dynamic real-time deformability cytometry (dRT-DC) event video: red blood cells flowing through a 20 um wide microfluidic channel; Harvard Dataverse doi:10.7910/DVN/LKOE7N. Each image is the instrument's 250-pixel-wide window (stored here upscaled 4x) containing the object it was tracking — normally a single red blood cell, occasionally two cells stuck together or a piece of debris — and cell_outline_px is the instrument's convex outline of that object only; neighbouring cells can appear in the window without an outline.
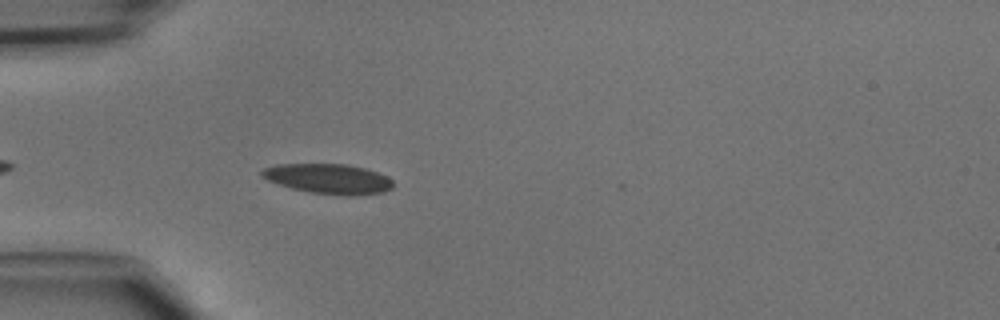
{"species": "common noctule bat (a hibernating species)", "species_latin": "Nyctalus noctula", "temperature_condition": "cold", "stored_images_in_passage": 11, "camera_frame_rate_fps": 3000, "um_per_image_px": 0.085, "animal": {"sex": "male", "body_mass_g": 15.6}, "frame": {"image": 1, "passage_image": 4, "time_ms": 1.0, "image_size_px": [1000, 320], "cell_outline_px": [[392, 188], [384, 192], [356, 196], [348, 196], [312, 192], [292, 188], [268, 180], [260, 176], [260, 172], [264, 168], [276, 164], [344, 164], [364, 168], [388, 176], [392, 180]], "centroid_in_image_um": [27.93, 15.2], "position_along_channel_um": 57.1, "area_um2": 22.83}}